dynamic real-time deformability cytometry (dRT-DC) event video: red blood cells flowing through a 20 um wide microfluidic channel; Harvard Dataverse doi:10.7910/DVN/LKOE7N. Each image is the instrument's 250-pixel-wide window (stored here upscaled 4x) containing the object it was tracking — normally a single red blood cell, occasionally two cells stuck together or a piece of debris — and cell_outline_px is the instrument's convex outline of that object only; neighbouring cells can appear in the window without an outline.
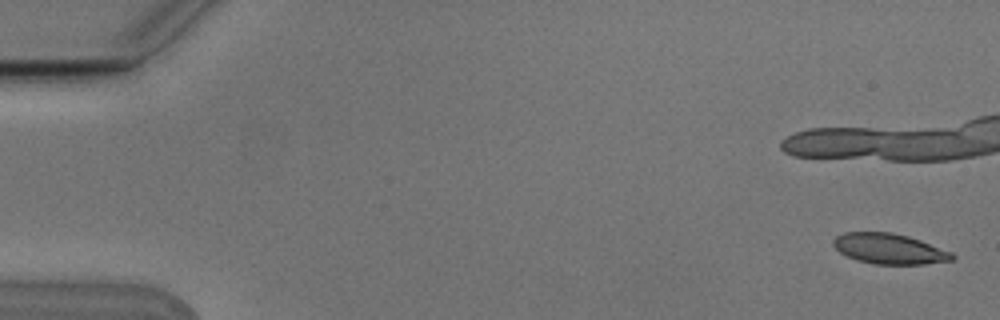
{"species": "Egyptian fruit bat (a non-hibernating species)", "species_latin": "Rousettus aegyptiacus", "temperature_condition": "cold", "stored_images_in_passage": 6, "camera_frame_rate_fps": 3000, "um_per_image_px": 0.085, "animal": {"sex": "male"}, "frame": {"image": 1, "passage_image": 1, "time_ms": 0.0, "image_size_px": [1000, 320], "cell_outline_px": [[956, 256], [952, 260], [924, 264], [872, 264], [856, 260], [840, 252], [832, 244], [832, 240], [836, 236], [844, 232], [892, 232], [908, 236], [920, 240], [952, 252]], "centroid_in_image_um": [75.58, 21.14], "position_along_channel_um": 9.4, "area_um2": 21.1}}